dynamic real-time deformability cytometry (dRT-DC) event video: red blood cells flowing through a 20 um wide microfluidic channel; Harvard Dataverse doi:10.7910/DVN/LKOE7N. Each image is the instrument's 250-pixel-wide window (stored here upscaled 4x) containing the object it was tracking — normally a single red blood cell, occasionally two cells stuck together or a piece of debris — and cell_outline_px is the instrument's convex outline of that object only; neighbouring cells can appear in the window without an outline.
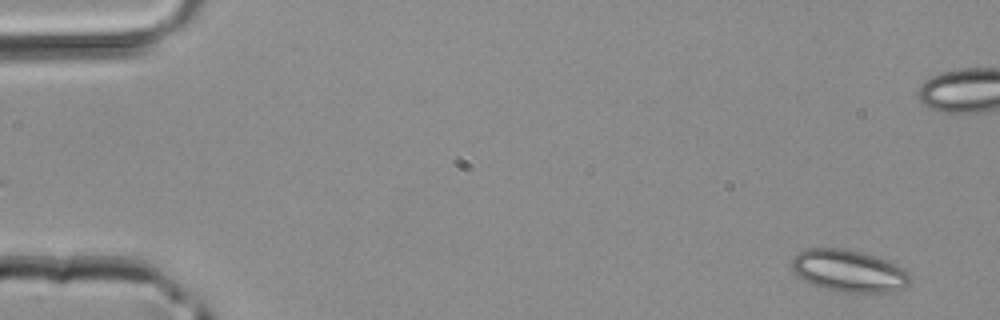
{"species": "common noctule bat (a hibernating species)", "species_latin": "Nyctalus noctula", "temperature_condition": "room temperature", "stored_images_in_passage": 46, "camera_frame_rate_fps": 3000, "um_per_image_px": 0.085, "animal": {"sex": "male", "body_mass_g": 20.4}, "frame": {"image": 1, "passage_image": 2, "time_ms": 0.333, "image_size_px": [1000, 320], "cell_outline_px": [[912, 284], [908, 288], [888, 292], [840, 292], [812, 284], [804, 280], [792, 268], [792, 260], [796, 252], [808, 248], [844, 248], [864, 252], [876, 256], [896, 264], [904, 268], [908, 272], [912, 280]], "centroid_in_image_um": [72.22, 23.02], "position_along_channel_um": 12.8, "area_um2": 29.3}}
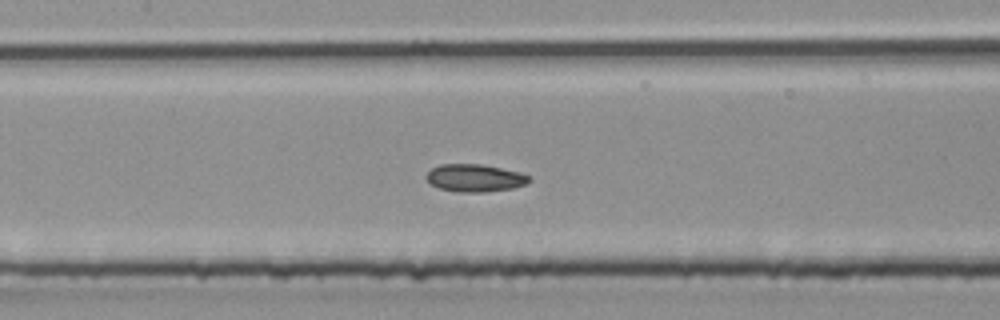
{"frame": {"image": 2, "passage_image": 21, "time_ms": 6.667, "image_size_px": [1000, 320], "cell_outline_px": [[532, 180], [524, 184], [512, 188], [480, 192], [460, 192], [440, 188], [432, 184], [424, 176], [432, 168], [440, 164], [480, 164], [520, 172], [532, 176]], "centroid_in_image_um": [40.38, 15.12], "position_along_channel_um": 167.0, "area_um2": 16.36}}
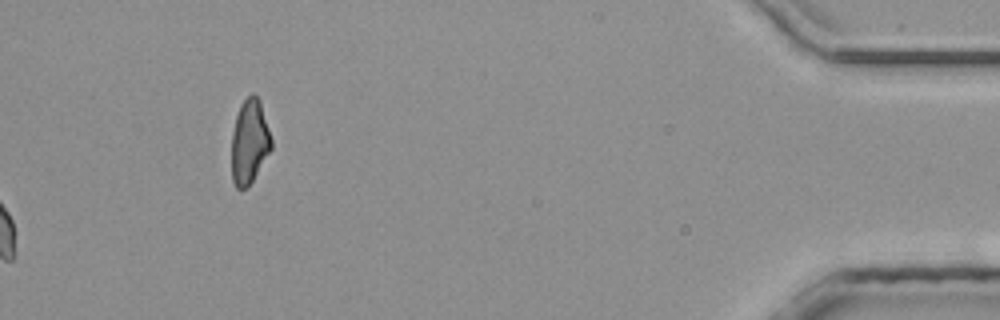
{"frame": {"image": 3, "passage_image": 46, "time_ms": 15.0, "image_size_px": [1000, 320], "cell_outline_px": [[272, 148], [248, 188], [236, 188], [232, 180], [232, 132], [236, 116], [240, 104], [252, 92], [260, 100], [272, 140]], "centroid_in_image_um": [21.2, 12.05], "position_along_channel_um": 414.0, "area_um2": 19.54}}